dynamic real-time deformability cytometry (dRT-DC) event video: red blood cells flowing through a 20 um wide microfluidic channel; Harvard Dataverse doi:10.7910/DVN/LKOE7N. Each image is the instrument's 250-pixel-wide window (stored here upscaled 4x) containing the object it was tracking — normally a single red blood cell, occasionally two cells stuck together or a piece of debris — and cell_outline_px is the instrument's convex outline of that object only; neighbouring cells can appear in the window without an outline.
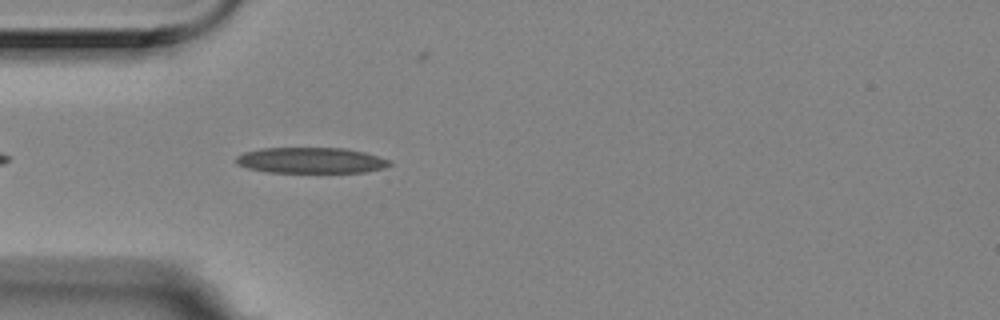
{"species": "Egyptian fruit bat (a non-hibernating species)", "species_latin": "Rousettus aegyptiacus", "temperature_condition": "room temperature", "stored_images_in_passage": 2, "camera_frame_rate_fps": 3000, "um_per_image_px": 0.085, "animal": {"sex": "female"}, "frame": {"image": 1, "passage_image": 2, "time_ms": 0.333, "image_size_px": [1000, 320], "cell_outline_px": [[392, 164], [384, 168], [364, 172], [268, 172], [248, 168], [236, 164], [236, 156], [244, 152], [260, 148], [344, 148], [364, 152], [392, 160]], "centroid_in_image_um": [26.44, 13.63], "position_along_channel_um": 58.6, "area_um2": 23.12}}